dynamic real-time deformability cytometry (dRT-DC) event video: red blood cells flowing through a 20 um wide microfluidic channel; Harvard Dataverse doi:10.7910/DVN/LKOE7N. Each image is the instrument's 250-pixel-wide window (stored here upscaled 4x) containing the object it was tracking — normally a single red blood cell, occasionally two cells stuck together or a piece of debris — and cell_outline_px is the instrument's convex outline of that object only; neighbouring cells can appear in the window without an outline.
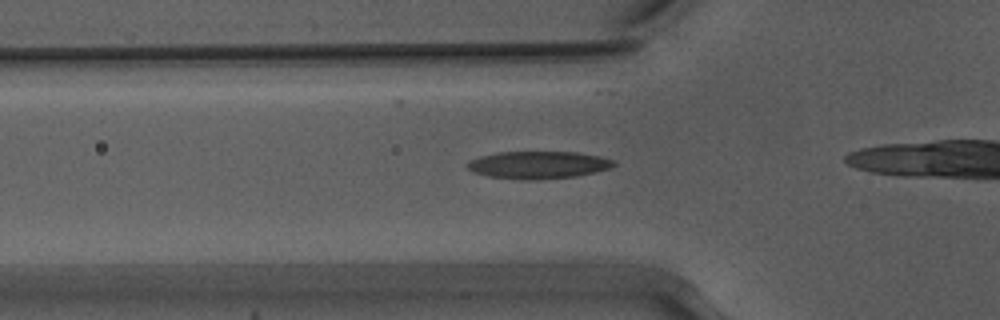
{"species": "Egyptian fruit bat (a non-hibernating species)", "species_latin": "Rousettus aegyptiacus", "temperature_condition": "warm", "stored_images_in_passage": 36, "camera_frame_rate_fps": 3000, "um_per_image_px": 0.085, "animal": {"sex": "male"}, "frame": {"image": 1, "passage_image": 13, "time_ms": 4.0, "image_size_px": [1000, 320], "cell_outline_px": [[616, 164], [612, 168], [596, 172], [576, 176], [536, 180], [520, 180], [488, 176], [472, 172], [468, 168], [468, 160], [480, 156], [500, 152], [576, 152], [600, 156], [612, 160]], "centroid_in_image_um": [45.75, 14.02], "position_along_channel_um": 80.0, "area_um2": 23.52}}
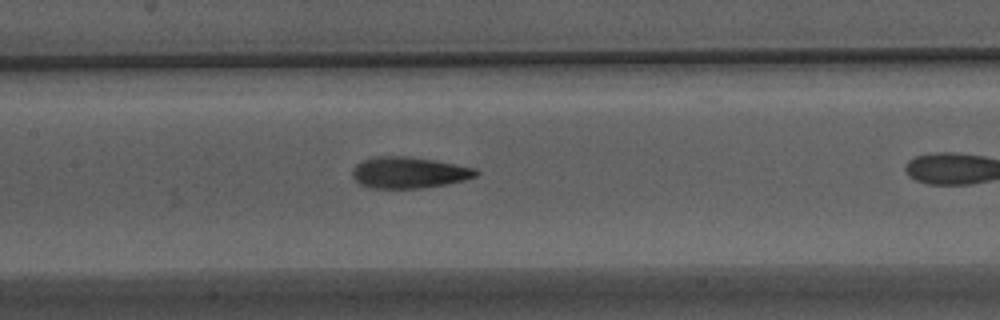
{"frame": {"image": 2, "passage_image": 20, "time_ms": 6.333, "image_size_px": [1000, 320], "cell_outline_px": [[480, 172], [476, 176], [464, 180], [448, 184], [424, 188], [372, 188], [360, 184], [352, 176], [352, 168], [360, 160], [380, 156], [408, 156], [456, 164], [476, 168]], "centroid_in_image_um": [34.76, 14.67], "position_along_channel_um": 172.6, "area_um2": 22.66}}
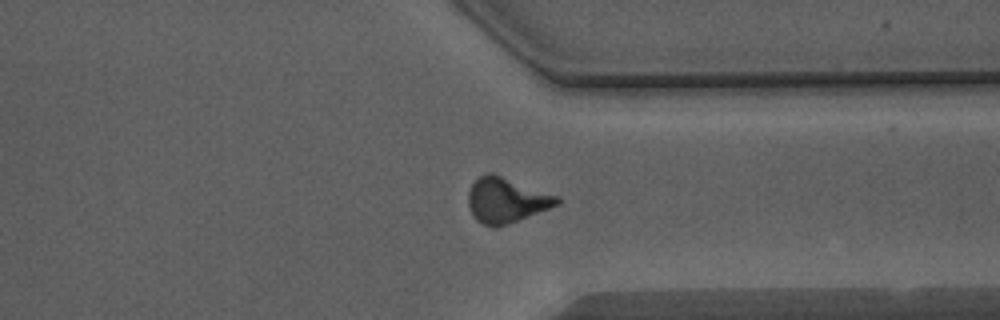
{"frame": {"image": 3, "passage_image": 35, "time_ms": 11.333, "image_size_px": [1000, 320], "cell_outline_px": [[560, 204], [496, 228], [492, 228], [476, 220], [472, 216], [468, 204], [468, 192], [472, 184], [480, 176], [488, 172], [492, 172], [560, 196]], "centroid_in_image_um": [43.03, 17.01], "position_along_channel_um": 368.4, "area_um2": 23.47}}